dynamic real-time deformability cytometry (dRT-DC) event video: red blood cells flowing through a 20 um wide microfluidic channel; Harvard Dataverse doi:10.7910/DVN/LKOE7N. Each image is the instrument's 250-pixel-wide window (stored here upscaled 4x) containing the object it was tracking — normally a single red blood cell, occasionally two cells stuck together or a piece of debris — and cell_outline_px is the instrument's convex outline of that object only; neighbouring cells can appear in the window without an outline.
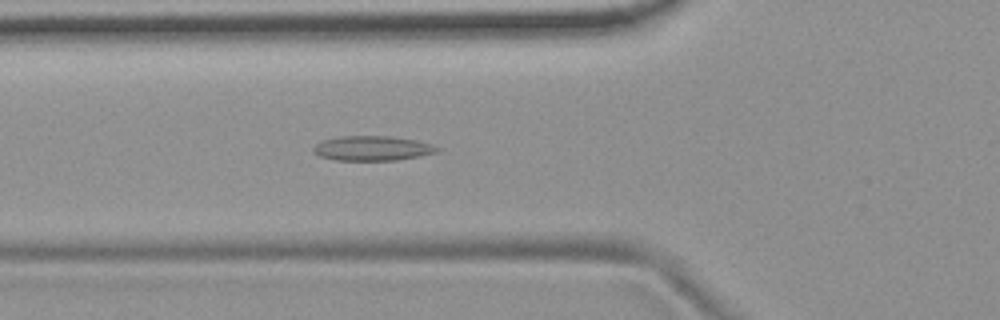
{"species": "common noctule bat (a hibernating species)", "species_latin": "Nyctalus noctula", "temperature_condition": "room temperature", "stored_images_in_passage": 50, "camera_frame_rate_fps": 3000, "um_per_image_px": 0.085, "animal": {"sex": "female", "body_mass_g": 19.9}, "frame": {"image": 1, "passage_image": 15, "time_ms": 4.667, "image_size_px": [1000, 320], "cell_outline_px": [[440, 148], [436, 152], [396, 160], [336, 160], [320, 156], [312, 148], [316, 144], [324, 140], [340, 136], [392, 136], [416, 140], [432, 144]], "centroid_in_image_um": [31.65, 12.59], "position_along_channel_um": 94.1, "area_um2": 17.57}}
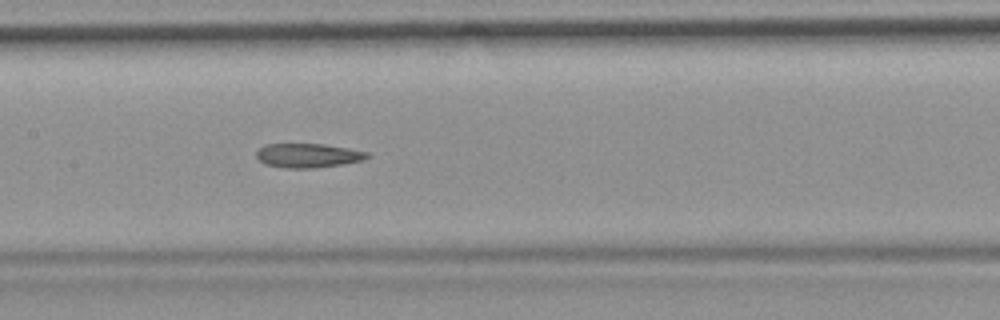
{"frame": {"image": 2, "passage_image": 22, "time_ms": 7.0, "image_size_px": [1000, 320], "cell_outline_px": [[372, 156], [364, 160], [344, 164], [312, 168], [284, 168], [264, 164], [256, 156], [256, 152], [264, 144], [324, 144], [348, 148], [368, 152]], "centroid_in_image_um": [26.2, 13.22], "position_along_channel_um": 181.2, "area_um2": 15.72}}
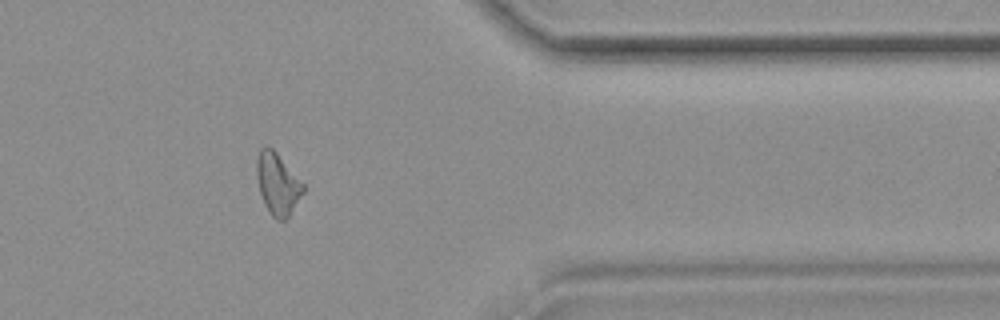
{"frame": {"image": 3, "passage_image": 40, "time_ms": 13.0, "image_size_px": [1000, 320], "cell_outline_px": [[304, 192], [288, 216], [284, 220], [276, 220], [272, 216], [264, 204], [260, 192], [256, 176], [256, 160], [260, 148], [272, 148], [276, 152], [304, 184]], "centroid_in_image_um": [23.58, 15.64], "position_along_channel_um": 387.8, "area_um2": 16.47}, "authors_computed_cell_mechanics": {"area_um2": 16.6464, "velocity_mm_per_s": 3.7233, "shape_relaxation_time_tau1_ms": null, "shape_relaxation_time_tau2_ms": 5.585, "deformation_change_tau1": null, "deformation_change_tau2": 0.1485}}